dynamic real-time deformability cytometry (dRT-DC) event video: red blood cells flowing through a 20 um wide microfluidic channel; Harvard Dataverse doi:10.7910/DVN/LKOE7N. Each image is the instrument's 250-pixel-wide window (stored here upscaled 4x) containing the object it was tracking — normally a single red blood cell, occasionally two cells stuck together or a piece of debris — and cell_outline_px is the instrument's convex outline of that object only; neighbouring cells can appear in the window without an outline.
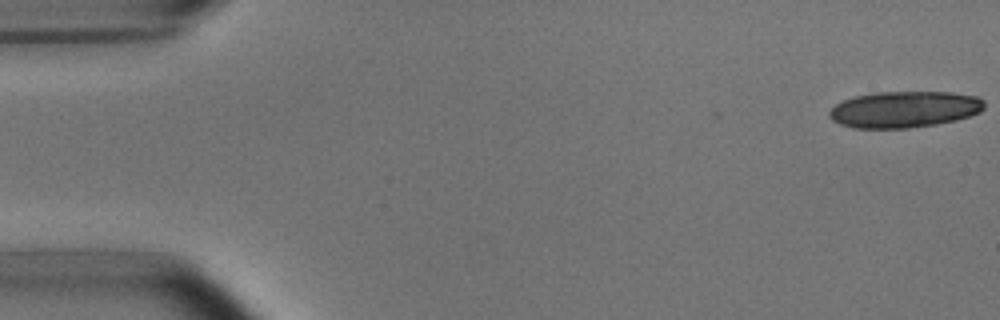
{"species": "common noctule bat (a hibernating species)", "species_latin": "Nyctalus noctula", "temperature_condition": "room temperature", "stored_images_in_passage": 6, "segment_of_instrument_passage": [1, 2], "camera_frame_rate_fps": 3000, "um_per_image_px": 0.085, "animal": {"sex": "male", "body_mass_g": 15.6}, "frame": {"image": 1, "passage_image": 1, "time_ms": 0.0, "image_size_px": [1000, 320], "cell_outline_px": [[984, 108], [980, 112], [956, 120], [936, 124], [908, 128], [856, 128], [840, 124], [832, 120], [828, 116], [828, 112], [836, 104], [844, 100], [856, 96], [872, 92], [952, 92], [976, 96], [984, 100]], "centroid_in_image_um": [76.87, 9.29], "position_along_channel_um": 8.1, "area_um2": 32.89}}